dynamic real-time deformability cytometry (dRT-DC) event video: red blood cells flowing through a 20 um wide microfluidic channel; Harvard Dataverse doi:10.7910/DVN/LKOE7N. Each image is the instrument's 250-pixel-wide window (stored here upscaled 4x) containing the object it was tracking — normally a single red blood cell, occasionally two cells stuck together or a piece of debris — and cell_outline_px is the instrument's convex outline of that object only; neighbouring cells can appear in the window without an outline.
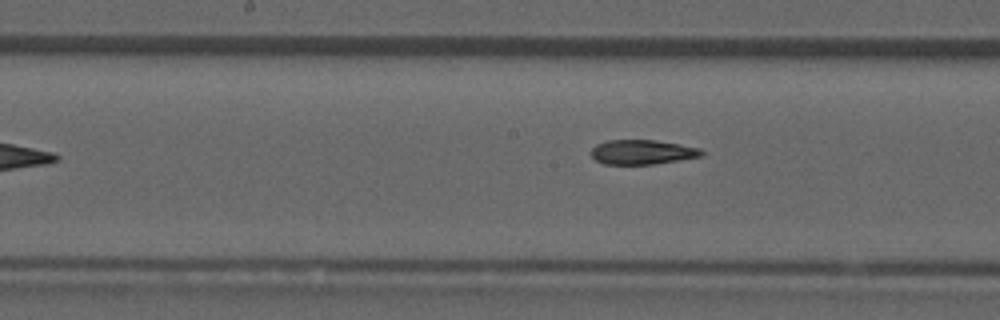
{"species": "common noctule bat (a hibernating species)", "species_latin": "Nyctalus noctula", "temperature_condition": "room temperature", "stored_images_in_passage": 9, "camera_frame_rate_fps": 3000, "um_per_image_px": 0.085, "animal": {"sex": "male", "forearm_length_mm": 52.5}, "frame": {"image": 1, "passage_image": 9, "time_ms": 2.667, "image_size_px": [1000, 320], "cell_outline_px": [[704, 156], [652, 164], [604, 164], [596, 160], [592, 156], [592, 148], [596, 144], [608, 140], [656, 140], [680, 144], [700, 148], [704, 152]], "centroid_in_image_um": [54.61, 12.92], "position_along_channel_um": 193.6, "area_um2": 15.78}}